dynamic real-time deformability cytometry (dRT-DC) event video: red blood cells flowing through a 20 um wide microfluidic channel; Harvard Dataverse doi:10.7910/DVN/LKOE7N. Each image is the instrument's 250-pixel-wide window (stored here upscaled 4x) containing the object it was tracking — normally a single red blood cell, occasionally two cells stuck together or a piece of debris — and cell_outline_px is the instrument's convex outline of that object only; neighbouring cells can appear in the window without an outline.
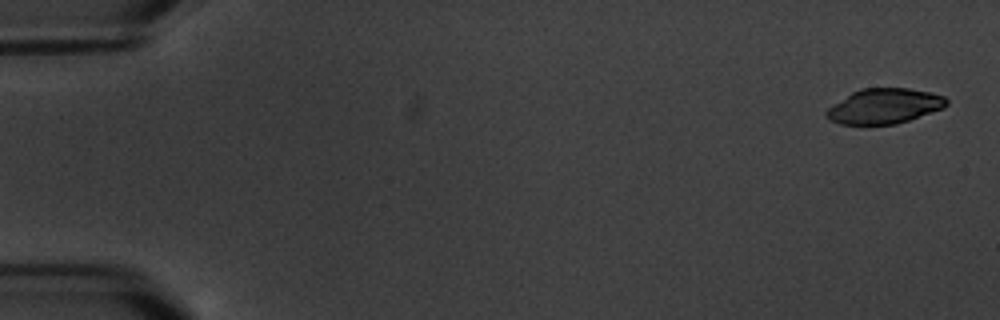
{"species": "common noctule bat (a hibernating species)", "species_latin": "Nyctalus noctula", "temperature_condition": "warm", "stored_images_in_passage": 8, "camera_frame_rate_fps": 3000, "um_per_image_px": 0.085, "animal": {"sex": "male", "body_mass_g": 20.1, "forearm_length_mm": 53.5}, "frame": {"image": 1, "passage_image": 1, "time_ms": 0.0, "image_size_px": [1000, 320], "cell_outline_px": [[948, 104], [944, 108], [896, 124], [840, 124], [828, 120], [824, 116], [824, 112], [828, 108], [852, 92], [860, 88], [908, 88], [928, 92], [944, 96], [948, 100]], "centroid_in_image_um": [75.14, 9.02], "position_along_channel_um": 9.9, "area_um2": 24.51}}
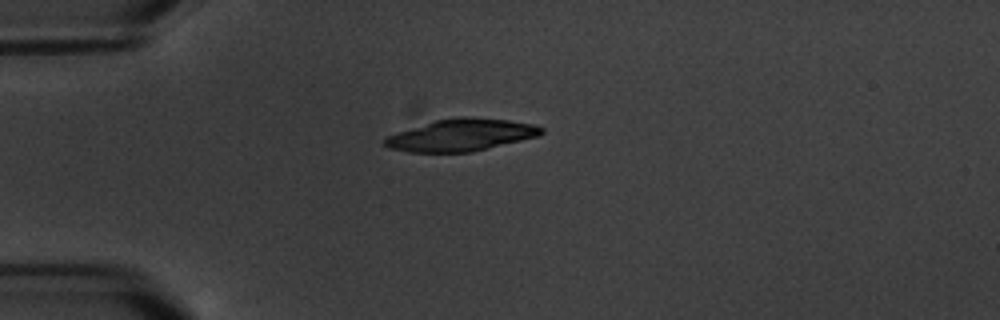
{"frame": {"image": 2, "passage_image": 5, "time_ms": 4.667, "image_size_px": [1000, 320], "cell_outline_px": [[544, 132], [540, 136], [472, 152], [408, 152], [388, 148], [384, 144], [384, 140], [388, 136], [436, 120], [460, 116], [468, 116], [508, 120], [536, 124], [544, 128]], "centroid_in_image_um": [39.28, 11.48], "position_along_channel_um": 45.7, "area_um2": 29.19}}